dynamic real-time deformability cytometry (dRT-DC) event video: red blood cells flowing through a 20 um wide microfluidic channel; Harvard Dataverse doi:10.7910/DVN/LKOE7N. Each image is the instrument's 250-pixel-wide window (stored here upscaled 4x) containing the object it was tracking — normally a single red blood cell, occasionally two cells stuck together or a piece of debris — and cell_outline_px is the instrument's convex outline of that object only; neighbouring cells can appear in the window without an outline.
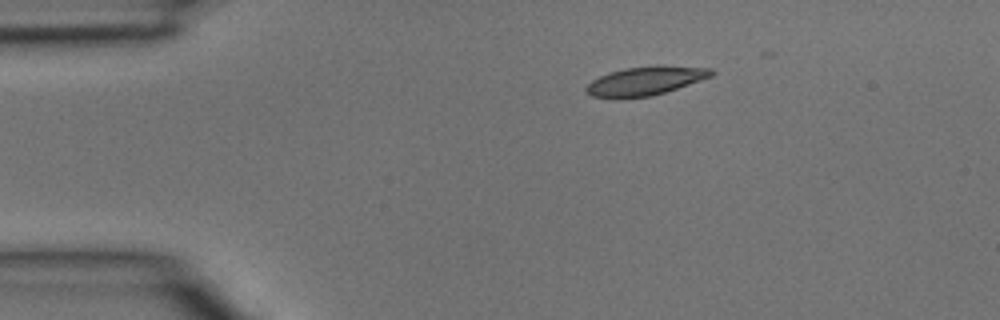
{"species": "common noctule bat (a hibernating species)", "species_latin": "Nyctalus noctula", "temperature_condition": "room temperature", "stored_images_in_passage": 3, "camera_frame_rate_fps": 3000, "um_per_image_px": 0.085, "animal": {"sex": "male", "body_mass_g": 15.6}, "frame": {"image": 1, "passage_image": 2, "time_ms": 0.333, "image_size_px": [1000, 320], "cell_outline_px": [[716, 72], [712, 76], [652, 96], [592, 96], [584, 88], [592, 80], [608, 72], [624, 68], [656, 64], [660, 64], [712, 68]], "centroid_in_image_um": [54.93, 6.81], "position_along_channel_um": 30.1, "area_um2": 20.69}}